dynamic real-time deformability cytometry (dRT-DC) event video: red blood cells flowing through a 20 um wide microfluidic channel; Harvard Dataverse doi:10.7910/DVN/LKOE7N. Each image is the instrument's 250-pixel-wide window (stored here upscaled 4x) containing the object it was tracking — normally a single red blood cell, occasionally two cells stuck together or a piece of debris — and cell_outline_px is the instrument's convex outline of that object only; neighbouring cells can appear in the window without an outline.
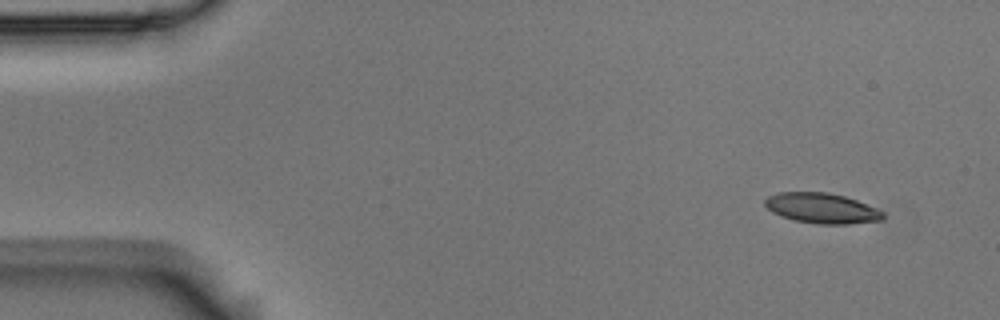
{"species": "Egyptian fruit bat (a non-hibernating species)", "species_latin": "Rousettus aegyptiacus", "temperature_condition": "room temperature", "stored_images_in_passage": 6, "camera_frame_rate_fps": 3000, "um_per_image_px": 0.085, "animal": {"sex": "male"}, "frame": {"image": 1, "passage_image": 1, "time_ms": 0.0, "image_size_px": [1000, 320], "cell_outline_px": [[884, 220], [848, 224], [816, 224], [792, 220], [780, 216], [772, 212], [764, 204], [764, 200], [768, 196], [780, 192], [828, 192], [844, 196], [856, 200], [884, 212]], "centroid_in_image_um": [69.83, 17.71], "position_along_channel_um": 15.2, "area_um2": 20.92}}
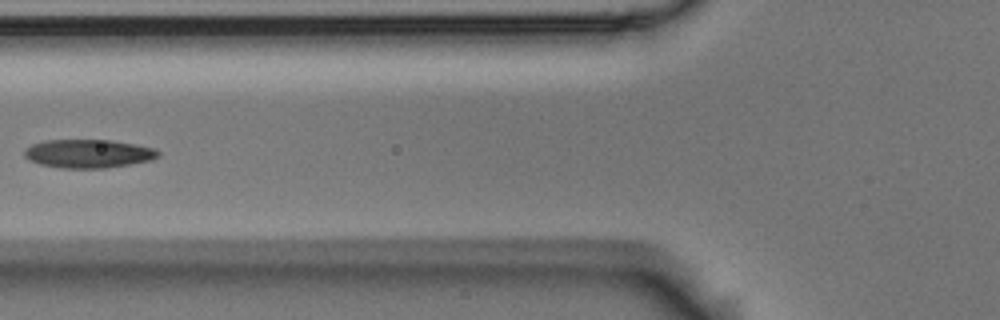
{"frame": {"image": 2, "passage_image": 5, "time_ms": 1.333, "image_size_px": [1000, 320], "cell_outline_px": [[160, 156], [152, 160], [104, 168], [60, 168], [40, 164], [28, 160], [24, 156], [24, 148], [32, 144], [44, 140], [112, 140], [136, 144], [156, 148], [160, 152]], "centroid_in_image_um": [7.51, 13.05], "position_along_channel_um": 118.3, "area_um2": 22.43}}
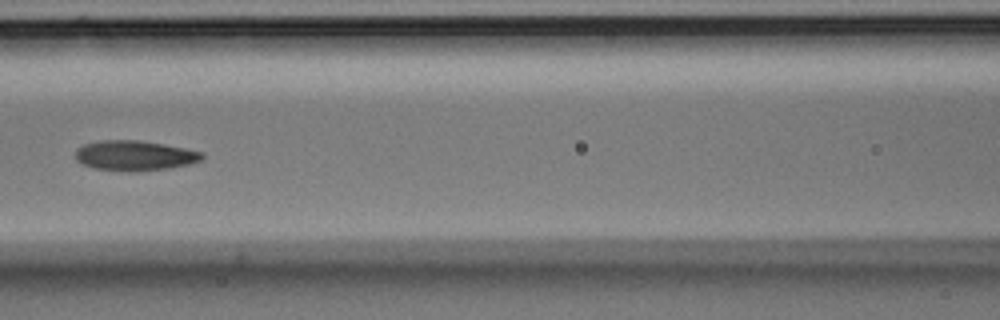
{"frame": {"image": 3, "passage_image": 6, "time_ms": 1.667, "image_size_px": [1000, 320], "cell_outline_px": [[204, 160], [192, 164], [168, 168], [136, 172], [132, 172], [96, 168], [84, 164], [76, 160], [76, 148], [84, 144], [100, 140], [140, 140], [164, 144], [204, 152]], "centroid_in_image_um": [11.5, 13.22], "position_along_channel_um": 155.1, "area_um2": 22.37}}